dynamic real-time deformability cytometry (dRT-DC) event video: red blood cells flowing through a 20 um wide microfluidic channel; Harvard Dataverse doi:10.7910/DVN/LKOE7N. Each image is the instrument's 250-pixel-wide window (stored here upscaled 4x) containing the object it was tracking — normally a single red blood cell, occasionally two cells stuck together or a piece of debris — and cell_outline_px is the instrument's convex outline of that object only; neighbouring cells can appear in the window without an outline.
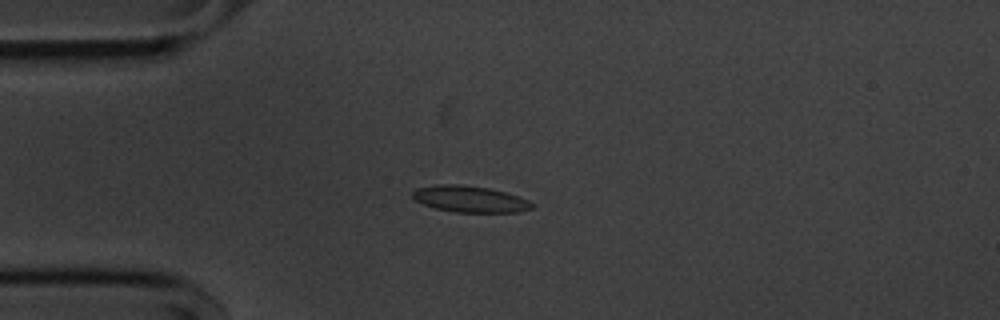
{"species": "common noctule bat (a hibernating species)", "species_latin": "Nyctalus noctula", "temperature_condition": "cold", "stored_images_in_passage": 42, "camera_frame_rate_fps": 3000, "um_per_image_px": 0.085, "animal": {"sex": "male", "body_mass_g": 20.1, "forearm_length_mm": 53.5}, "frame": {"image": 1, "passage_image": 1, "time_ms": 0.0, "image_size_px": [1000, 320], "cell_outline_px": [[536, 204], [532, 208], [520, 212], [456, 212], [436, 208], [424, 204], [416, 200], [412, 196], [412, 192], [416, 188], [436, 184], [460, 184], [488, 188], [504, 192], [528, 200]], "centroid_in_image_um": [39.94, 16.91], "position_along_channel_um": 45.1, "area_um2": 18.26}}
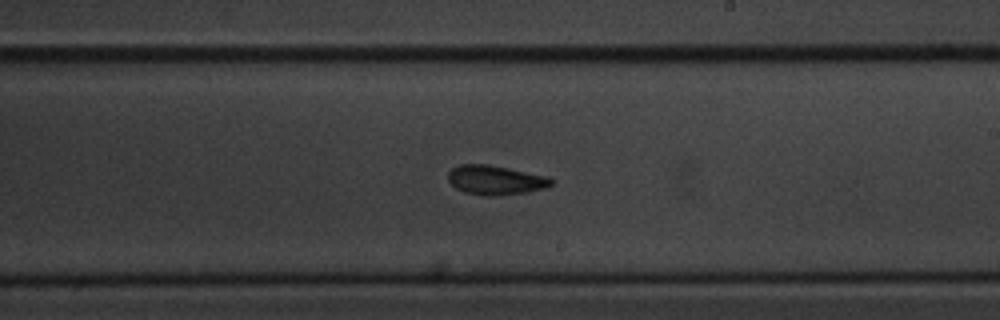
{"frame": {"image": 2, "passage_image": 19, "time_ms": 6.0, "image_size_px": [1000, 320], "cell_outline_px": [[556, 180], [552, 184], [544, 188], [528, 192], [492, 196], [488, 196], [464, 192], [456, 188], [448, 180], [448, 172], [452, 168], [460, 164], [488, 164], [548, 176]], "centroid_in_image_um": [42.13, 15.3], "position_along_channel_um": 246.9, "area_um2": 17.69}}
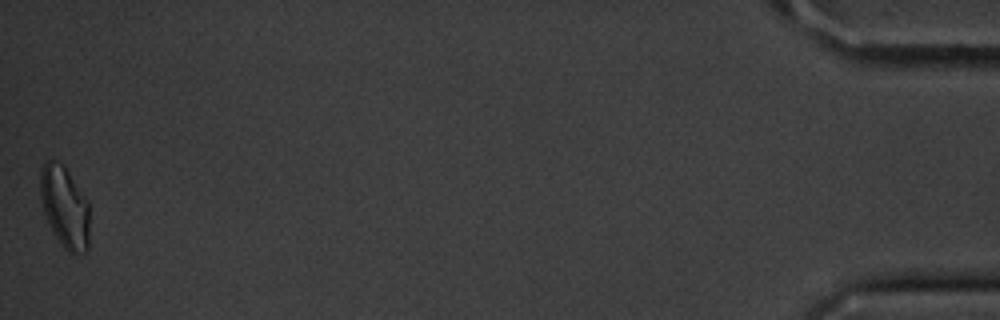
{"frame": {"image": 3, "passage_image": 42, "time_ms": 13.667, "image_size_px": [1000, 320], "cell_outline_px": [[88, 252], [72, 256], [60, 244], [52, 232], [44, 212], [40, 200], [40, 172], [44, 160], [52, 160], [64, 164], [88, 200]], "centroid_in_image_um": [5.49, 17.61], "position_along_channel_um": 429.7, "area_um2": 23.93}, "authors_computed_cell_mechanics": {"area_um2": 17.8313, "velocity_mm_per_s": 3.6225, "shape_relaxation_time_tau1_ms": 2.5897, "shape_relaxation_time_tau2_ms": 2.7333, "deformation_change_tau1": 0.0922, "deformation_change_tau2": 0.0754}}